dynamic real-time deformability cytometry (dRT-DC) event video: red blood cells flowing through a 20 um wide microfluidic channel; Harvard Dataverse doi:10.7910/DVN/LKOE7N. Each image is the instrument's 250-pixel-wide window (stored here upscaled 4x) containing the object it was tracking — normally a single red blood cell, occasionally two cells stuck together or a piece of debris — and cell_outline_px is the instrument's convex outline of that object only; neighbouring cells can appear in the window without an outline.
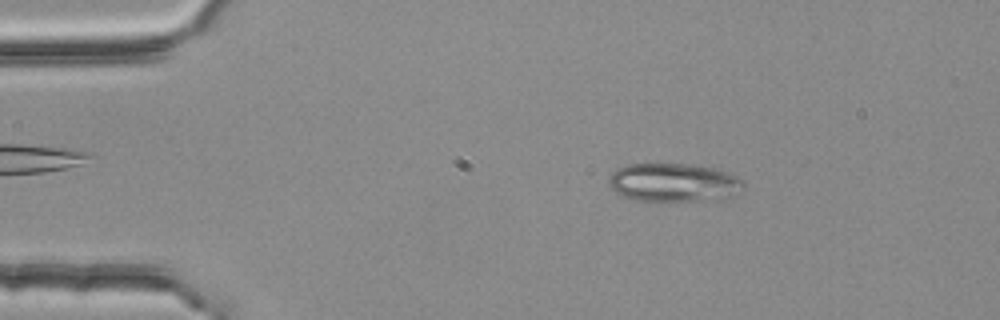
{"species": "common noctule bat (a hibernating species)", "species_latin": "Nyctalus noctula", "temperature_condition": "room temperature", "stored_images_in_passage": 2, "camera_frame_rate_fps": 3000, "um_per_image_px": 0.085, "animal": {"sex": "female", "body_mass_g": 25.1}, "frame": {"image": 1, "passage_image": 1, "time_ms": 0.0, "image_size_px": [1000, 320], "cell_outline_px": [[744, 188], [724, 200], [636, 200], [620, 196], [608, 188], [608, 180], [612, 172], [616, 168], [628, 164], [696, 164], [728, 172], [744, 180]], "centroid_in_image_um": [57.25, 15.51], "position_along_channel_um": 27.8, "area_um2": 30.58}}